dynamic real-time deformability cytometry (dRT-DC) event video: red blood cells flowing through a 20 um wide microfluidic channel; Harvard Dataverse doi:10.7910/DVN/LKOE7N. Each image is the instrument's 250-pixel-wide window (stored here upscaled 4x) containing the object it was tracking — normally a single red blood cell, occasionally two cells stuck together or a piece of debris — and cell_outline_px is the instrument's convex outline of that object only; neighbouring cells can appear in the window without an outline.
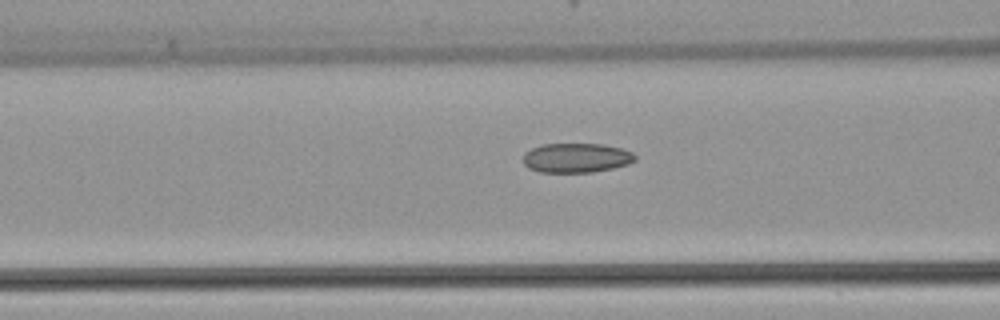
{"species": "common noctule bat (a hibernating species)", "species_latin": "Nyctalus noctula", "temperature_condition": "warm", "stored_images_in_passage": 14, "camera_frame_rate_fps": 3000, "um_per_image_px": 0.085, "animal": {"sex": "female", "body_mass_g": 22.7, "forearm_length_mm": 54.2}, "frame": {"image": 1, "passage_image": 12, "time_ms": 3.667, "image_size_px": [1000, 320], "cell_outline_px": [[636, 160], [628, 164], [612, 168], [592, 172], [540, 172], [528, 168], [524, 164], [524, 152], [540, 144], [604, 144], [620, 148], [632, 152], [636, 156]], "centroid_in_image_um": [48.98, 13.41], "position_along_channel_um": 117.6, "area_um2": 19.25}}